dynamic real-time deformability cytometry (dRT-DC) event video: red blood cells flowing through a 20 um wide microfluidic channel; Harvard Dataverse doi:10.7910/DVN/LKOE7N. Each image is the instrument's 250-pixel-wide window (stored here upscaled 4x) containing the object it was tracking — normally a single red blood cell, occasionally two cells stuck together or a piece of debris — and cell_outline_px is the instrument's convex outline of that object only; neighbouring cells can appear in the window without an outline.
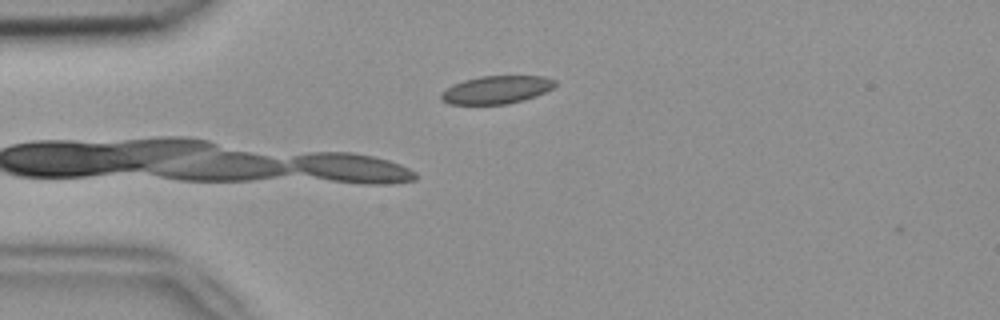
{"species": "common noctule bat (a hibernating species)", "species_latin": "Nyctalus noctula", "temperature_condition": "room temperature", "stored_images_in_passage": 3, "camera_frame_rate_fps": 3000, "um_per_image_px": 0.085, "animal": {"sex": "female", "body_mass_g": 18.4}, "frame": {"image": 1, "passage_image": 1, "time_ms": 0.0, "image_size_px": [1000, 320], "cell_outline_px": [[556, 84], [552, 88], [536, 96], [524, 100], [508, 104], [448, 104], [440, 100], [440, 92], [452, 84], [464, 80], [480, 76], [544, 76], [556, 80]], "centroid_in_image_um": [42.16, 7.63], "position_along_channel_um": 42.8, "area_um2": 18.73}}